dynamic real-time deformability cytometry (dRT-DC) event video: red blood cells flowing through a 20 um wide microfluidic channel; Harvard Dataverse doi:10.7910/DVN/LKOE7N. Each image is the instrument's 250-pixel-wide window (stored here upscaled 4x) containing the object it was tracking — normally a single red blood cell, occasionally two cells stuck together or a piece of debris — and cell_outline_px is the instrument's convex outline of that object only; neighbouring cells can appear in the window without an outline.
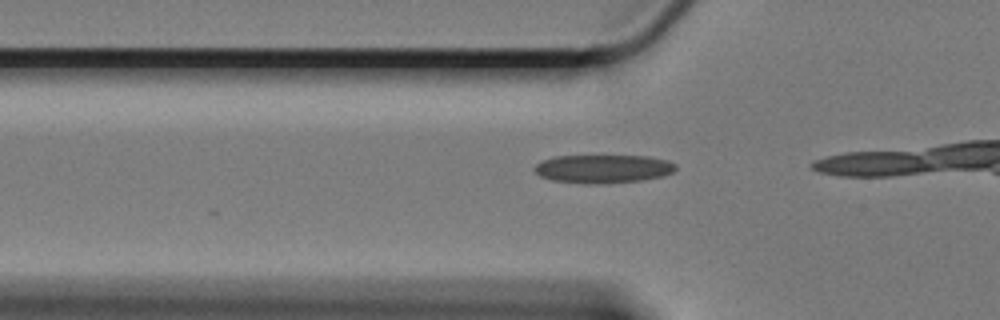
{"species": "Egyptian fruit bat (a non-hibernating species)", "species_latin": "Rousettus aegyptiacus", "temperature_condition": "cold", "stored_images_in_passage": 7, "camera_frame_rate_fps": 3000, "um_per_image_px": 0.085, "animal": {"sex": "female"}, "frame": {"image": 1, "passage_image": 5, "time_ms": 1.333, "image_size_px": [1000, 320], "cell_outline_px": [[676, 168], [672, 172], [664, 176], [644, 180], [600, 184], [584, 184], [552, 180], [540, 176], [532, 168], [540, 160], [556, 156], [648, 156], [668, 160], [676, 164]], "centroid_in_image_um": [51.25, 14.35], "position_along_channel_um": 74.5, "area_um2": 23.64}}